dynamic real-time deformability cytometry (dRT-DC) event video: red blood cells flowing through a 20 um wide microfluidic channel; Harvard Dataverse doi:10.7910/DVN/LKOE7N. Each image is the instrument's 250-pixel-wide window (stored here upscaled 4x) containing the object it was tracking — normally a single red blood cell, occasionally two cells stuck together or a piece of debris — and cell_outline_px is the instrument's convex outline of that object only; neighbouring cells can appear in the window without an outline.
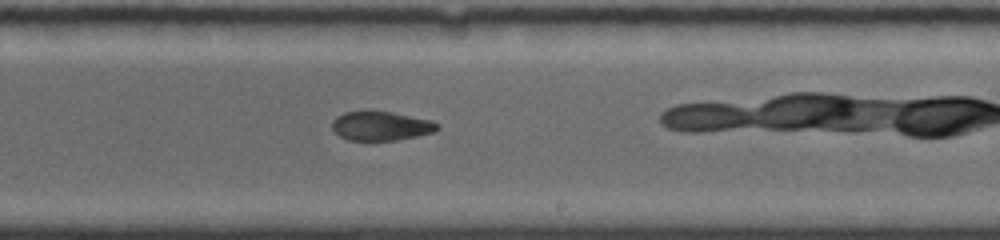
{"species": "common noctule bat (a hibernating species)", "species_latin": "Nyctalus noctula", "temperature_condition": "room temperature", "stored_images_in_passage": 13, "camera_frame_rate_fps": 4000, "um_per_image_px": 0.085, "animal": {"sex": "female", "body_mass_g": 19.0, "forearm_length_mm": 56.7}, "frame": {"image": 1, "passage_image": 11, "time_ms": 9.0, "image_size_px": [1000, 240], "cell_outline_px": [[440, 128], [436, 132], [396, 140], [348, 140], [340, 136], [332, 128], [332, 120], [336, 116], [344, 112], [392, 112], [432, 120], [440, 124]], "centroid_in_image_um": [32.42, 10.71], "position_along_channel_um": 256.6, "area_um2": 17.8}}